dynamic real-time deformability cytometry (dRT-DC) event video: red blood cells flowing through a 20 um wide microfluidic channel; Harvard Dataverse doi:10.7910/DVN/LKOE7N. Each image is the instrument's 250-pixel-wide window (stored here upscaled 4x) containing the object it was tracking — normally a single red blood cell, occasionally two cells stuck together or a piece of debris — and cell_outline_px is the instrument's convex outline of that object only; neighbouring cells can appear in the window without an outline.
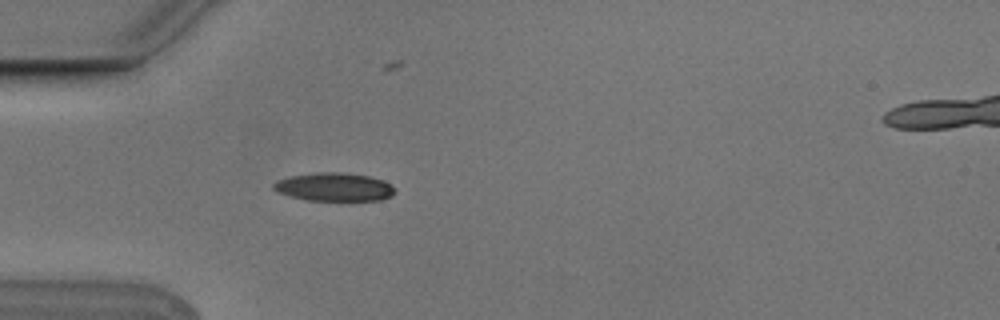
{"species": "Egyptian fruit bat (a non-hibernating species)", "species_latin": "Rousettus aegyptiacus", "temperature_condition": "cold", "stored_images_in_passage": 5, "camera_frame_rate_fps": 3000, "um_per_image_px": 0.085, "animal": {"sex": "male"}, "frame": {"image": 1, "passage_image": 5, "time_ms": 1.333, "image_size_px": [1000, 320], "cell_outline_px": [[396, 192], [392, 196], [380, 200], [308, 200], [276, 192], [272, 188], [272, 184], [276, 180], [288, 176], [316, 172], [344, 172], [368, 176], [384, 180]], "centroid_in_image_um": [28.36, 15.88], "position_along_channel_um": 56.6, "area_um2": 20.06}}